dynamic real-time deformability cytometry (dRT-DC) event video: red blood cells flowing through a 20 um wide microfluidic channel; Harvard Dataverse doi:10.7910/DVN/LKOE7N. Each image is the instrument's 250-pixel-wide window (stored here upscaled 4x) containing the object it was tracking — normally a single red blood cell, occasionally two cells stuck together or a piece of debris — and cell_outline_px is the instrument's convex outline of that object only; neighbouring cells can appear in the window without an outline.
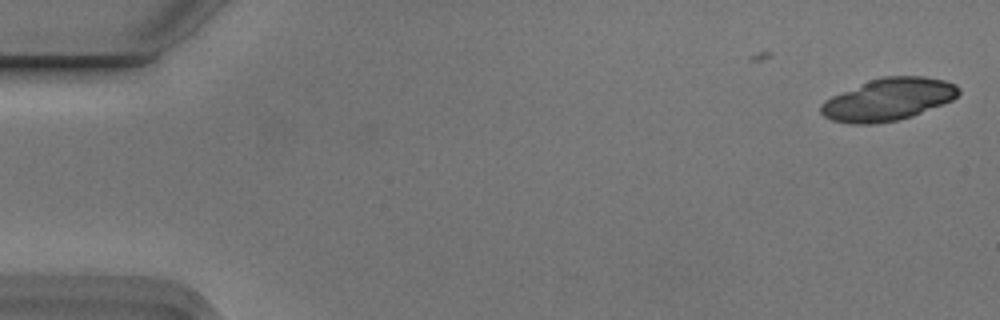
{"species": "Egyptian fruit bat (a non-hibernating species)", "species_latin": "Rousettus aegyptiacus", "temperature_condition": "cold", "stored_images_in_passage": 2, "camera_frame_rate_fps": 3000, "um_per_image_px": 0.085, "animal": {"sex": "male"}, "frame": {"image": 1, "passage_image": 2, "time_ms": 0.333, "image_size_px": [1000, 320], "cell_outline_px": [[960, 92], [952, 100], [912, 116], [896, 120], [872, 124], [852, 124], [832, 120], [824, 116], [820, 112], [820, 104], [824, 100], [832, 96], [872, 80], [884, 76], [924, 76], [944, 80], [956, 84], [960, 88]], "centroid_in_image_um": [75.51, 8.46], "position_along_channel_um": 9.5, "area_um2": 33.58}}